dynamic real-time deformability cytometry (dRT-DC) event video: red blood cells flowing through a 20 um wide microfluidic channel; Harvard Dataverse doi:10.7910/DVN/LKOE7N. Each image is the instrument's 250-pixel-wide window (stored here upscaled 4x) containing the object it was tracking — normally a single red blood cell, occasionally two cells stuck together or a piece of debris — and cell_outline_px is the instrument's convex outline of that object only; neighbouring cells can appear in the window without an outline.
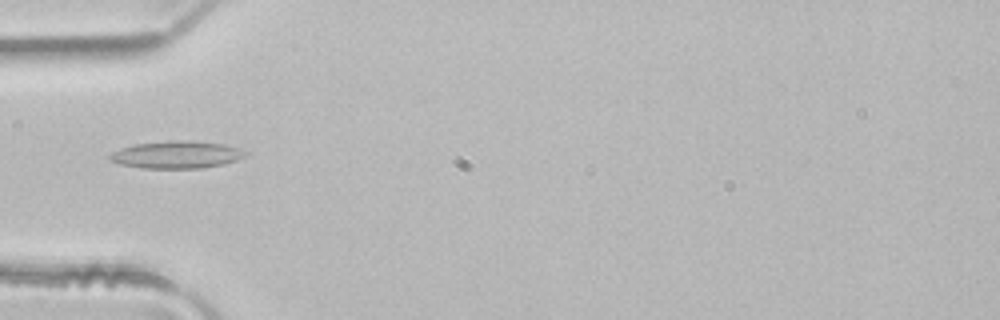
{"species": "common noctule bat (a hibernating species)", "species_latin": "Nyctalus noctula", "temperature_condition": "room temperature", "stored_images_in_passage": 37, "camera_frame_rate_fps": 3000, "um_per_image_px": 0.085, "animal": {"sex": "male", "body_mass_g": 21.5, "forearm_length_mm": 52.0}, "frame": {"image": 1, "passage_image": 4, "time_ms": 1.0, "image_size_px": [1000, 320], "cell_outline_px": [[248, 152], [244, 156], [236, 160], [224, 164], [200, 168], [140, 168], [120, 164], [108, 160], [108, 156], [112, 152], [120, 148], [136, 144], [172, 140], [192, 140], [224, 144], [240, 148]], "centroid_in_image_um": [15.0, 13.14], "position_along_channel_um": 70.0, "area_um2": 21.73}}
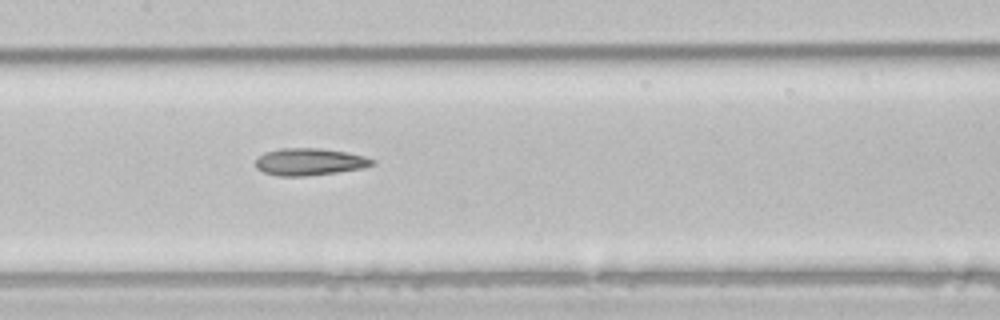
{"frame": {"image": 2, "passage_image": 12, "time_ms": 3.667, "image_size_px": [1000, 320], "cell_outline_px": [[376, 164], [364, 168], [336, 172], [304, 176], [280, 176], [264, 172], [256, 168], [256, 156], [264, 152], [280, 148], [320, 148], [348, 152], [364, 156], [376, 160]], "centroid_in_image_um": [26.32, 13.74], "position_along_channel_um": 181.1, "area_um2": 18.61}}
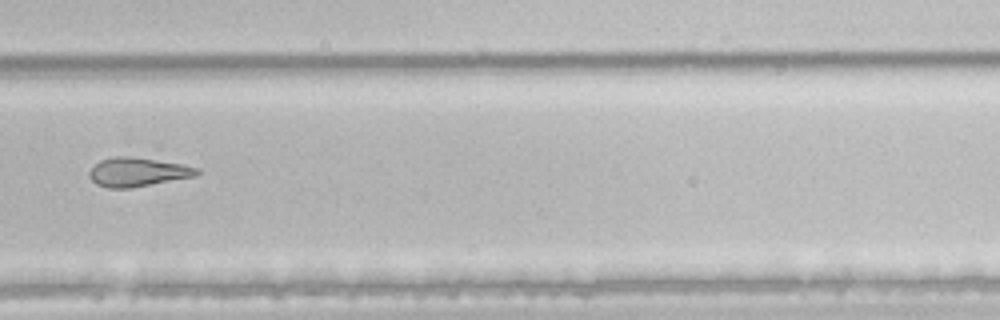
{"frame": {"image": 3, "passage_image": 22, "time_ms": 7.0, "image_size_px": [1000, 320], "cell_outline_px": [[200, 172], [196, 176], [132, 188], [108, 188], [96, 184], [88, 176], [88, 172], [100, 160], [112, 156], [128, 156], [156, 160], [180, 164], [200, 168]], "centroid_in_image_um": [11.68, 14.63], "position_along_channel_um": 318.1, "area_um2": 18.15}, "authors_computed_cell_mechanics": {"area_um2": 18.7272, "velocity_mm_per_s": 4.1316, "shape_relaxation_time_tau1_ms": null, "shape_relaxation_time_tau2_ms": 8.8787, "deformation_change_tau1": null, "deformation_change_tau2": 0.2346}}